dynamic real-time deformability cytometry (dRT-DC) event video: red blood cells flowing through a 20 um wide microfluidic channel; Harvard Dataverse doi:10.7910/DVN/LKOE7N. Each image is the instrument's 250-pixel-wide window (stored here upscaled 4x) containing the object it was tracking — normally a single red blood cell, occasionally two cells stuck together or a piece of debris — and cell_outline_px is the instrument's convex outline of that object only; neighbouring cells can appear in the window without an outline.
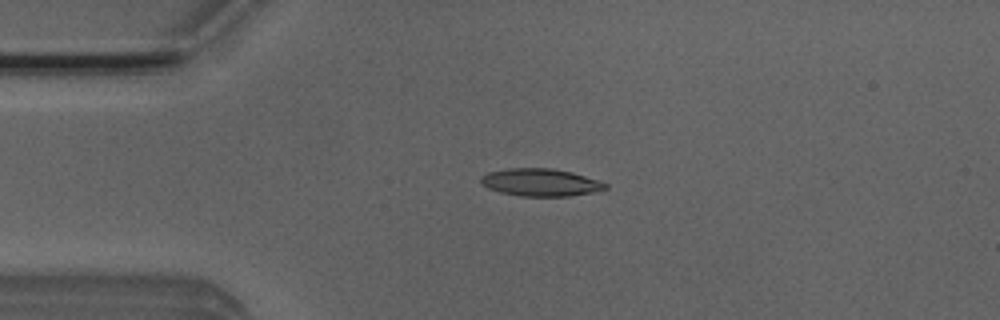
{"species": "Egyptian fruit bat (a non-hibernating species)", "species_latin": "Rousettus aegyptiacus", "temperature_condition": "room temperature", "stored_images_in_passage": 45, "camera_frame_rate_fps": 3000, "um_per_image_px": 0.085, "animal": {"sex": "male"}, "frame": {"image": 1, "passage_image": 5, "time_ms": 1.333, "image_size_px": [1000, 320], "cell_outline_px": [[608, 188], [592, 192], [568, 196], [520, 196], [500, 192], [488, 188], [480, 184], [480, 176], [488, 172], [508, 168], [552, 168], [572, 172], [600, 180], [608, 184]], "centroid_in_image_um": [45.93, 15.5], "position_along_channel_um": 39.1, "area_um2": 20.11}}
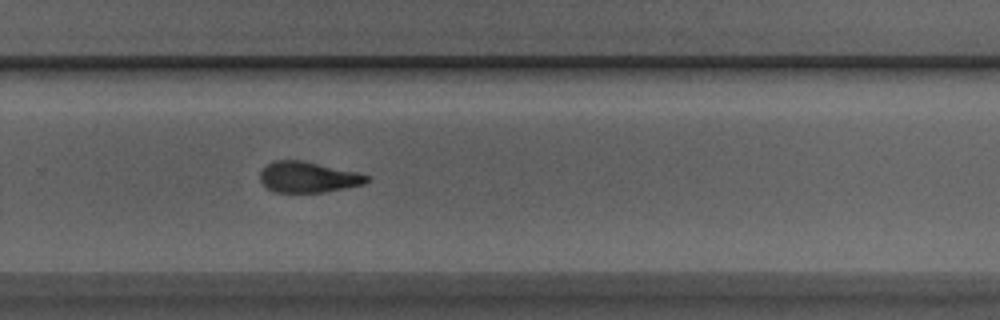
{"frame": {"image": 2, "passage_image": 27, "time_ms": 8.667, "image_size_px": [1000, 320], "cell_outline_px": [[372, 180], [364, 184], [324, 192], [272, 192], [260, 180], [260, 172], [268, 164], [276, 160], [300, 160], [356, 172], [372, 176]], "centroid_in_image_um": [26.22, 15.06], "position_along_channel_um": 303.6, "area_um2": 19.02}}
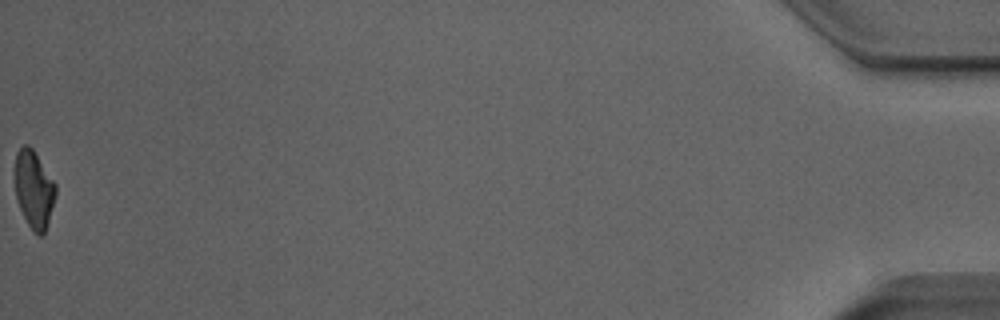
{"frame": {"image": 3, "passage_image": 45, "time_ms": 14.667, "image_size_px": [1000, 320], "cell_outline_px": [[56, 192], [48, 224], [44, 236], [40, 236], [32, 232], [16, 200], [12, 172], [16, 152], [24, 144], [28, 144], [32, 148], [56, 184]], "centroid_in_image_um": [2.84, 16.09], "position_along_channel_um": 432.4, "area_um2": 18.96}, "authors_computed_cell_mechanics": {"area_um2": 19.7676, "velocity_mm_per_s": 3.9643, "shape_relaxation_time_tau1_ms": 5.6567, "shape_relaxation_time_tau2_ms": 2.7405, "deformation_change_tau1": 0.1919, "deformation_change_tau2": 0.1062}}